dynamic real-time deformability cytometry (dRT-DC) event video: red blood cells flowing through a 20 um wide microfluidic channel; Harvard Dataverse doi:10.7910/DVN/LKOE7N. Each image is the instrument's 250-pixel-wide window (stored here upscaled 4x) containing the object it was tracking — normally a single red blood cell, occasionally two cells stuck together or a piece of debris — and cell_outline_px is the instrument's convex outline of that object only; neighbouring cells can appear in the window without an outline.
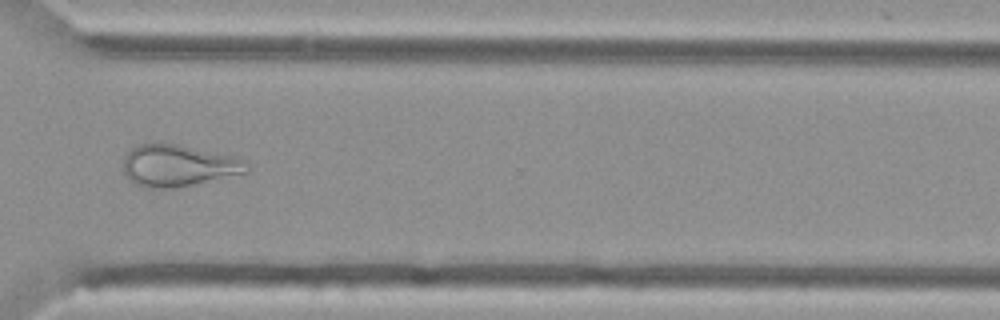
{"species": "Egyptian fruit bat (a non-hibernating species)", "species_latin": "Rousettus aegyptiacus", "temperature_condition": "cold", "stored_images_in_passage": 46, "camera_frame_rate_fps": 3000, "um_per_image_px": 0.085, "animal": {"sex": "female"}, "frame": {"image": 1, "passage_image": 32, "time_ms": 10.333, "image_size_px": [1000, 320], "cell_outline_px": [[248, 172], [176, 188], [144, 188], [128, 180], [124, 172], [124, 156], [132, 148], [140, 144], [176, 144], [236, 156], [244, 160], [248, 164]], "centroid_in_image_um": [15.15, 14.09], "position_along_channel_um": 355.5, "area_um2": 29.94}}
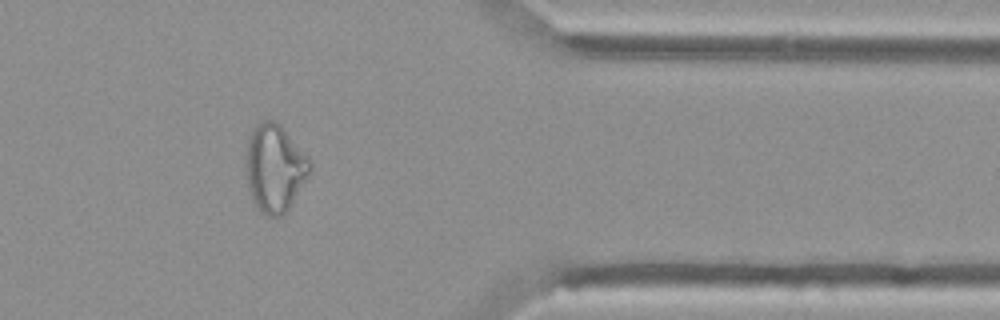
{"frame": {"image": 2, "passage_image": 36, "time_ms": 11.667, "image_size_px": [1000, 320], "cell_outline_px": [[312, 172], [288, 208], [280, 216], [268, 216], [260, 212], [256, 208], [252, 200], [248, 188], [244, 156], [244, 152], [248, 140], [256, 124], [264, 120], [276, 120], [280, 124], [312, 160]], "centroid_in_image_um": [23.35, 14.27], "position_along_channel_um": 388.1, "area_um2": 33.18}}
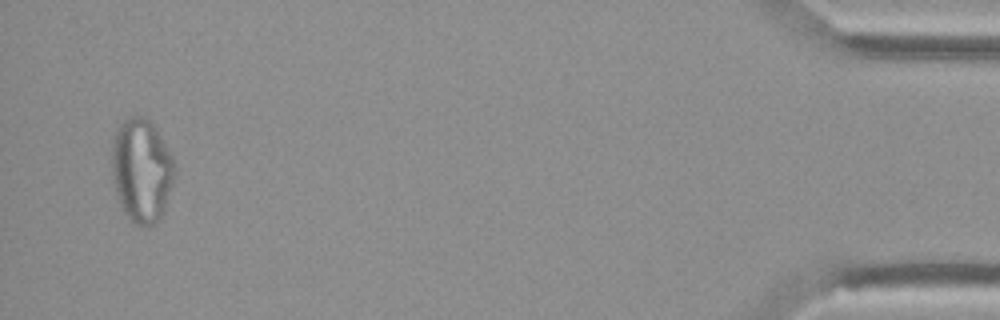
{"frame": {"image": 3, "passage_image": 44, "time_ms": 14.333, "image_size_px": [1000, 320], "cell_outline_px": [[172, 180], [164, 212], [160, 220], [148, 228], [140, 228], [124, 212], [120, 204], [112, 180], [112, 148], [116, 128], [128, 116], [148, 116], [156, 128], [172, 156]], "centroid_in_image_um": [12.01, 14.49], "position_along_channel_um": 423.2, "area_um2": 37.92}}